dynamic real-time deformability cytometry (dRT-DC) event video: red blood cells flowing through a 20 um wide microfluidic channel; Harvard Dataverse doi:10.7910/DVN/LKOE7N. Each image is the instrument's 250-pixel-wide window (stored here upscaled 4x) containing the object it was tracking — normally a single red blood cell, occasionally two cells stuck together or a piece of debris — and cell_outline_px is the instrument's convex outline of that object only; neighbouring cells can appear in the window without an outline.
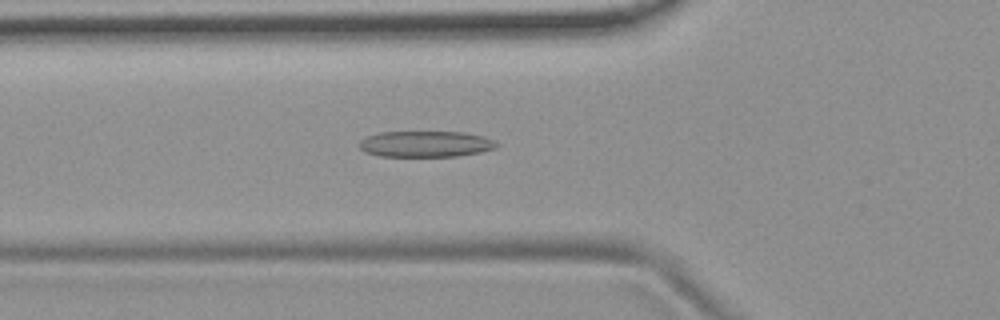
{"species": "common noctule bat (a hibernating species)", "species_latin": "Nyctalus noctula", "temperature_condition": "room temperature", "stored_images_in_passage": 48, "camera_frame_rate_fps": 3000, "um_per_image_px": 0.085, "animal": {"sex": "female", "body_mass_g": 19.9}, "frame": {"image": 1, "passage_image": 13, "time_ms": 4.0, "image_size_px": [1000, 320], "cell_outline_px": [[500, 144], [496, 148], [480, 152], [456, 156], [380, 156], [364, 152], [356, 144], [360, 140], [368, 136], [380, 132], [464, 132], [484, 136]], "centroid_in_image_um": [36.16, 12.24], "position_along_channel_um": 89.6, "area_um2": 20.92}}
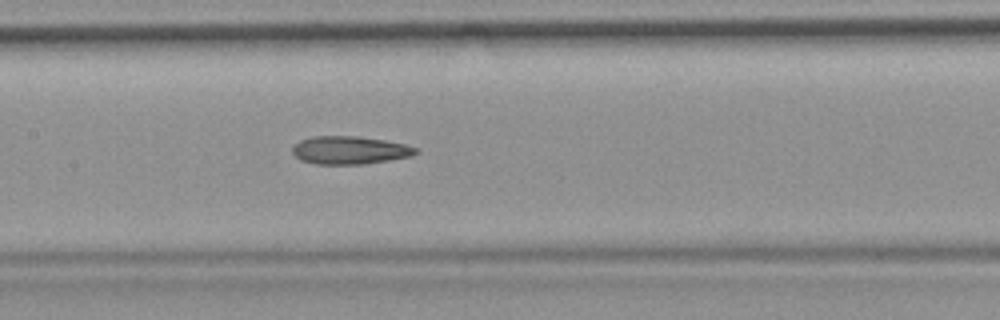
{"frame": {"image": 2, "passage_image": 20, "time_ms": 6.333, "image_size_px": [1000, 320], "cell_outline_px": [[420, 152], [412, 156], [364, 164], [316, 164], [300, 160], [292, 152], [292, 148], [300, 140], [312, 136], [356, 136], [384, 140], [404, 144], [420, 148]], "centroid_in_image_um": [29.75, 12.76], "position_along_channel_um": 177.6, "area_um2": 20.17}}
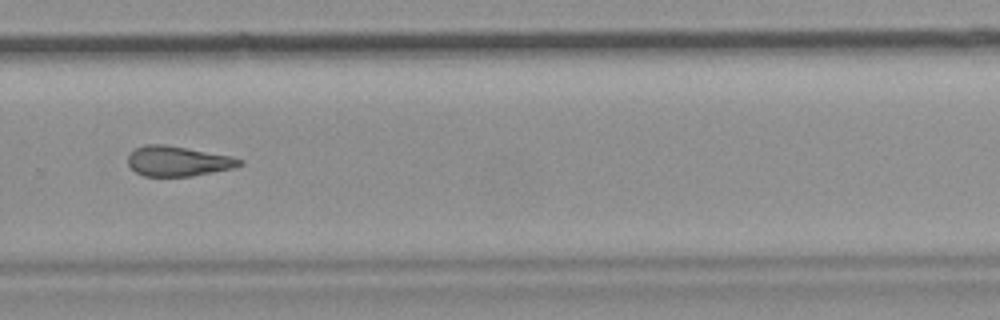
{"frame": {"image": 3, "passage_image": 31, "time_ms": 10.0, "image_size_px": [1000, 320], "cell_outline_px": [[244, 164], [232, 168], [192, 176], [144, 176], [136, 172], [128, 164], [128, 156], [136, 148], [144, 144], [164, 144], [232, 156], [244, 160]], "centroid_in_image_um": [15.14, 13.69], "position_along_channel_um": 314.7, "area_um2": 19.48}, "authors_computed_cell_mechanics": {"area_um2": 20.2589, "velocity_mm_per_s": 3.752, "shape_relaxation_time_tau1_ms": null, "shape_relaxation_time_tau2_ms": 5.605, "deformation_change_tau1": null, "deformation_change_tau2": 0.1725}}